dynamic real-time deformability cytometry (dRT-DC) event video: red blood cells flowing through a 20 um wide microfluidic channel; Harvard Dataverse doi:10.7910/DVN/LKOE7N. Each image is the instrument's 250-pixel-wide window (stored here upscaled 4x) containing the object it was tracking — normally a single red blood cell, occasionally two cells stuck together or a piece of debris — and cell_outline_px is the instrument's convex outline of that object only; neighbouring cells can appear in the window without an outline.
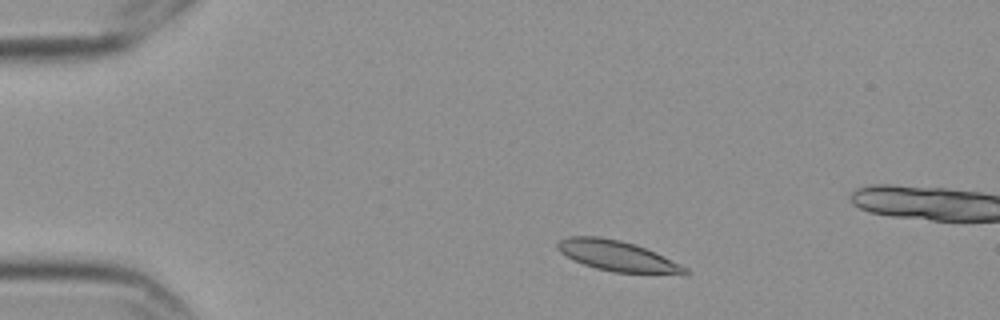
{"species": "Egyptian fruit bat (a non-hibernating species)", "species_latin": "Rousettus aegyptiacus", "temperature_condition": "cold", "stored_images_in_passage": 5, "camera_frame_rate_fps": 3000, "um_per_image_px": 0.085, "frame": {"image": 1, "passage_image": 2, "time_ms": 0.333, "image_size_px": [1000, 320], "cell_outline_px": [[692, 272], [688, 276], [612, 272], [596, 268], [584, 264], [560, 252], [556, 248], [556, 244], [560, 240], [568, 236], [600, 236], [620, 240], [636, 244], [656, 252], [688, 268]], "centroid_in_image_um": [52.6, 21.78], "position_along_channel_um": 32.4, "area_um2": 23.18}}
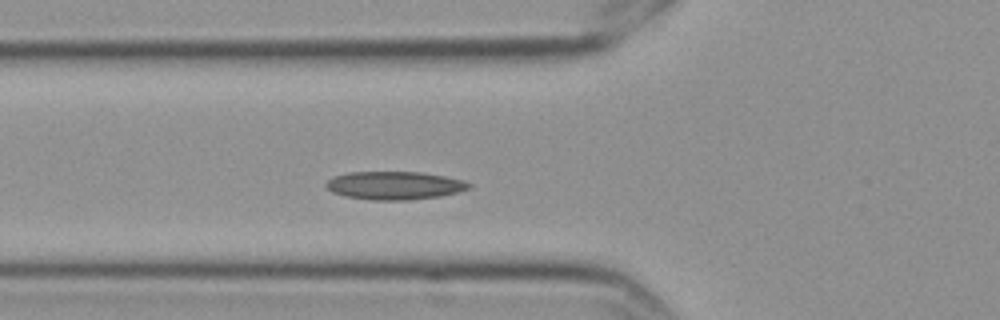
{"frame": {"image": 2, "passage_image": 5, "time_ms": 1.333, "image_size_px": [1000, 320], "cell_outline_px": [[472, 188], [440, 196], [408, 200], [372, 200], [344, 196], [332, 192], [324, 184], [332, 176], [348, 172], [424, 172], [464, 180], [472, 184]], "centroid_in_image_um": [33.53, 15.76], "position_along_channel_um": 92.3, "area_um2": 23.58}}